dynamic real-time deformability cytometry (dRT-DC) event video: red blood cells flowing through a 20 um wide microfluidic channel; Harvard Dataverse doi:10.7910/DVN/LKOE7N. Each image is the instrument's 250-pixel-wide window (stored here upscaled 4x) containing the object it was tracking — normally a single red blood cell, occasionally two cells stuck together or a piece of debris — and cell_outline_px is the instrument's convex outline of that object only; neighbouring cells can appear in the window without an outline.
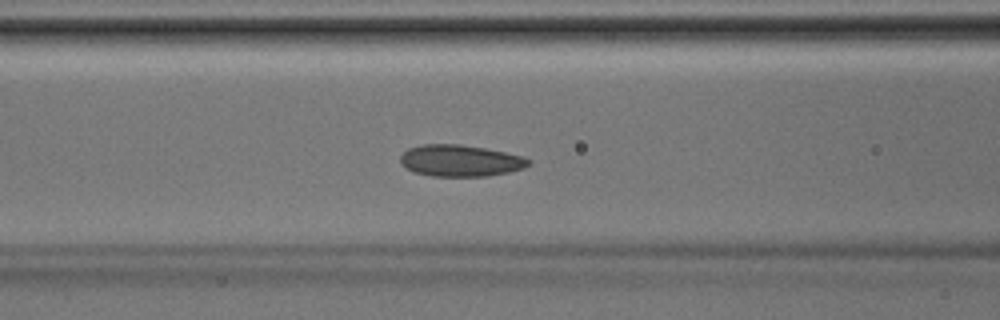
{"species": "Egyptian fruit bat (a non-hibernating species)", "species_latin": "Rousettus aegyptiacus", "temperature_condition": "room temperature", "stored_images_in_passage": 42, "segment_of_instrument_passage": [1, 2], "camera_frame_rate_fps": 3000, "um_per_image_px": 0.085, "animal": {"sex": "male"}, "frame": {"image": 1, "passage_image": 17, "time_ms": 5.333, "image_size_px": [1000, 320], "cell_outline_px": [[532, 160], [524, 168], [508, 172], [488, 176], [432, 176], [416, 172], [400, 164], [400, 156], [408, 148], [424, 144], [460, 144], [484, 148], [524, 156]], "centroid_in_image_um": [39.13, 13.65], "position_along_channel_um": 127.5, "area_um2": 23.52}}
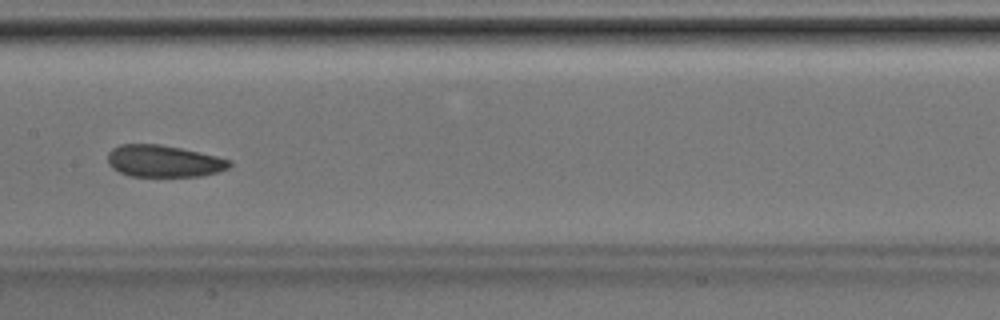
{"frame": {"image": 2, "passage_image": 21, "time_ms": 6.667, "image_size_px": [1000, 320], "cell_outline_px": [[232, 164], [228, 168], [216, 172], [200, 176], [128, 176], [112, 168], [108, 164], [108, 152], [112, 148], [120, 144], [160, 144], [180, 148], [216, 156], [232, 160]], "centroid_in_image_um": [13.89, 13.69], "position_along_channel_um": 193.5, "area_um2": 22.6}}
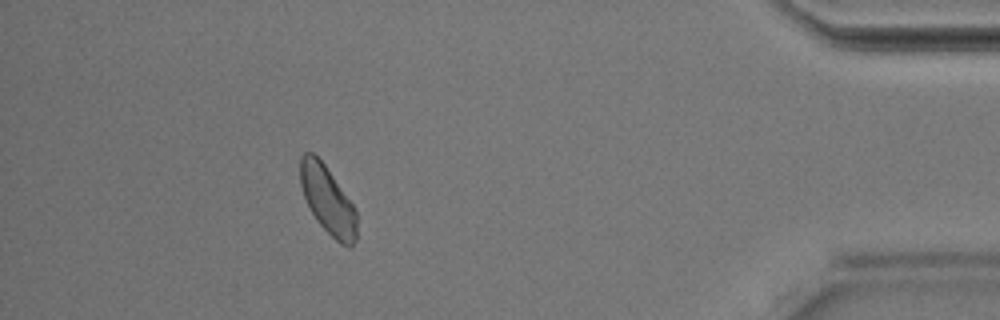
{"frame": {"image": 3, "passage_image": 37, "time_ms": 12.0, "image_size_px": [1000, 320], "cell_outline_px": [[356, 240], [352, 248], [340, 244], [316, 220], [304, 196], [300, 184], [300, 156], [304, 152], [312, 152], [324, 164], [356, 208]], "centroid_in_image_um": [27.86, 17.01], "position_along_channel_um": 407.3, "area_um2": 22.2}}